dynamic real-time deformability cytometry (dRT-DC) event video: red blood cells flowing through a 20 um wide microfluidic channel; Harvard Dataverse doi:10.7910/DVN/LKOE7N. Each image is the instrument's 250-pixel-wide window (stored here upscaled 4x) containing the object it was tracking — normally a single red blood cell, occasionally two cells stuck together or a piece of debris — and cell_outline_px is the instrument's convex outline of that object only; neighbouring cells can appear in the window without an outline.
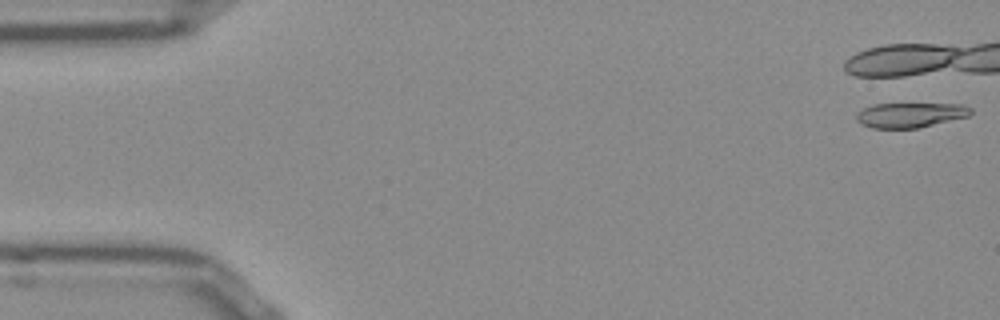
{"species": "Egyptian fruit bat (a non-hibernating species)", "species_latin": "Rousettus aegyptiacus", "temperature_condition": "room temperature", "stored_images_in_passage": 5, "camera_frame_rate_fps": 3000, "um_per_image_px": 0.085, "frame": {"image": 1, "passage_image": 1, "time_ms": 0.0, "image_size_px": [1000, 320], "cell_outline_px": [[972, 112], [968, 116], [916, 128], [872, 128], [860, 124], [856, 120], [856, 112], [872, 104], [964, 104], [972, 108]], "centroid_in_image_um": [77.34, 9.77], "position_along_channel_um": 7.7, "area_um2": 16.53}}